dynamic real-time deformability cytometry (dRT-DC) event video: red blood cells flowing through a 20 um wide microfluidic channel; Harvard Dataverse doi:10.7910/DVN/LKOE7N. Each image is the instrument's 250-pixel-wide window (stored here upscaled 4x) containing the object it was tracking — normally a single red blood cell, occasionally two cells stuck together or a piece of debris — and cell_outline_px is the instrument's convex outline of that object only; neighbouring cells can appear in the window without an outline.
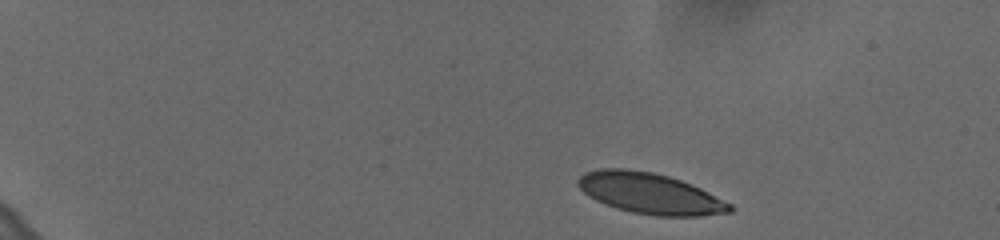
{"species": "human", "species_latin": "Homo sapiens", "temperature_condition": "cold", "stored_images_in_passage": 49, "camera_frame_rate_fps": 3000, "um_per_image_px": 0.085, "donor": {"sex": "female"}, "frame": {"image": 1, "passage_image": 1, "time_ms": 0.0, "image_size_px": [1000, 240], "cell_outline_px": [[736, 208], [732, 212], [704, 216], [656, 216], [632, 212], [616, 208], [604, 204], [588, 196], [576, 184], [576, 180], [584, 172], [600, 168], [624, 168], [652, 172], [668, 176], [692, 184], [732, 204]], "centroid_in_image_um": [55.25, 16.44], "position_along_channel_um": 29.7, "area_um2": 36.41}}
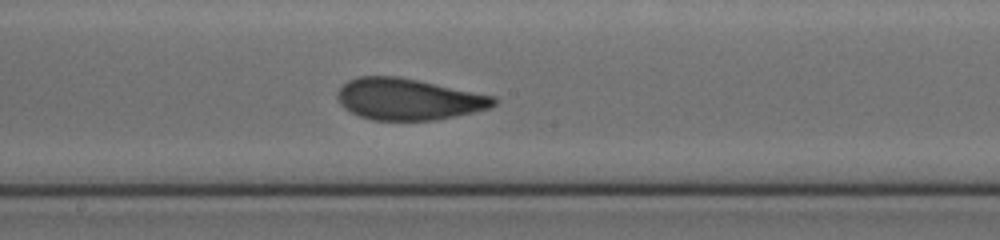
{"frame": {"image": 2, "passage_image": 26, "time_ms": 8.333, "image_size_px": [1000, 240], "cell_outline_px": [[500, 100], [496, 104], [488, 108], [456, 116], [436, 120], [372, 120], [360, 116], [344, 108], [340, 104], [336, 96], [336, 92], [348, 80], [360, 76], [396, 76], [496, 96]], "centroid_in_image_um": [34.71, 8.43], "position_along_channel_um": 213.5, "area_um2": 37.69}}
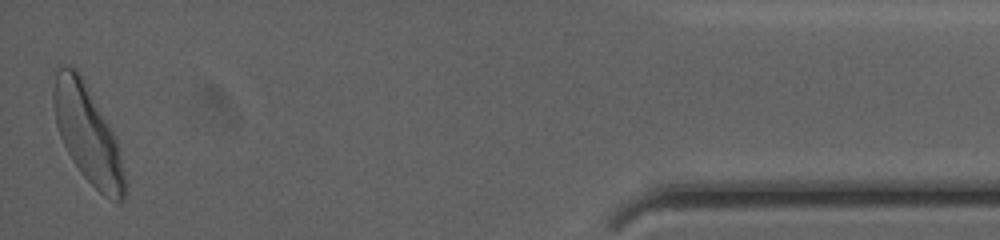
{"frame": {"image": 3, "passage_image": 49, "time_ms": 16.0, "image_size_px": [1000, 240], "cell_outline_px": [[128, 184], [124, 200], [120, 204], [116, 204], [104, 196], [80, 172], [72, 160], [60, 136], [56, 124], [52, 100], [52, 92], [56, 72], [60, 68], [72, 68], [84, 80], [116, 136]], "centroid_in_image_um": [7.5, 11.51], "position_along_channel_um": 427.7, "area_um2": 40.4}, "authors_computed_cell_mechanics": {"area_um2": 37.5122, "velocity_mm_per_s": 3.6152, "shape_relaxation_time_tau1_ms": 4.4401, "shape_relaxation_time_tau2_ms": 1.1202, "deformation_change_tau1": 0.1674, "deformation_change_tau2": 0.0579}}